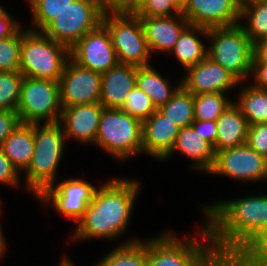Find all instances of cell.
<instances>
[{
    "label": "cell",
    "instance_id": "cell-25",
    "mask_svg": "<svg viewBox=\"0 0 267 266\" xmlns=\"http://www.w3.org/2000/svg\"><path fill=\"white\" fill-rule=\"evenodd\" d=\"M135 85L149 96L158 109L172 98L182 86V81L177 84L178 86L176 85V87L172 88L169 86L168 80L164 79L158 71L149 65L146 67H137Z\"/></svg>",
    "mask_w": 267,
    "mask_h": 266
},
{
    "label": "cell",
    "instance_id": "cell-29",
    "mask_svg": "<svg viewBox=\"0 0 267 266\" xmlns=\"http://www.w3.org/2000/svg\"><path fill=\"white\" fill-rule=\"evenodd\" d=\"M240 19L247 20L246 25L242 24V26L253 44L267 38V0L242 7Z\"/></svg>",
    "mask_w": 267,
    "mask_h": 266
},
{
    "label": "cell",
    "instance_id": "cell-40",
    "mask_svg": "<svg viewBox=\"0 0 267 266\" xmlns=\"http://www.w3.org/2000/svg\"><path fill=\"white\" fill-rule=\"evenodd\" d=\"M19 172L0 148V183L16 187L19 183Z\"/></svg>",
    "mask_w": 267,
    "mask_h": 266
},
{
    "label": "cell",
    "instance_id": "cell-16",
    "mask_svg": "<svg viewBox=\"0 0 267 266\" xmlns=\"http://www.w3.org/2000/svg\"><path fill=\"white\" fill-rule=\"evenodd\" d=\"M181 79L182 86L193 95L201 93H227L239 80L220 64L206 57L202 62L189 67Z\"/></svg>",
    "mask_w": 267,
    "mask_h": 266
},
{
    "label": "cell",
    "instance_id": "cell-42",
    "mask_svg": "<svg viewBox=\"0 0 267 266\" xmlns=\"http://www.w3.org/2000/svg\"><path fill=\"white\" fill-rule=\"evenodd\" d=\"M18 20H14L12 15L2 7L0 9V40L15 35L21 28Z\"/></svg>",
    "mask_w": 267,
    "mask_h": 266
},
{
    "label": "cell",
    "instance_id": "cell-13",
    "mask_svg": "<svg viewBox=\"0 0 267 266\" xmlns=\"http://www.w3.org/2000/svg\"><path fill=\"white\" fill-rule=\"evenodd\" d=\"M96 189L84 179L71 178L60 182L56 187H48L37 199L44 205L53 204L57 213L77 223L86 212Z\"/></svg>",
    "mask_w": 267,
    "mask_h": 266
},
{
    "label": "cell",
    "instance_id": "cell-49",
    "mask_svg": "<svg viewBox=\"0 0 267 266\" xmlns=\"http://www.w3.org/2000/svg\"><path fill=\"white\" fill-rule=\"evenodd\" d=\"M182 4H184V2L186 1V0H179Z\"/></svg>",
    "mask_w": 267,
    "mask_h": 266
},
{
    "label": "cell",
    "instance_id": "cell-27",
    "mask_svg": "<svg viewBox=\"0 0 267 266\" xmlns=\"http://www.w3.org/2000/svg\"><path fill=\"white\" fill-rule=\"evenodd\" d=\"M118 245L96 266H146V242L132 238Z\"/></svg>",
    "mask_w": 267,
    "mask_h": 266
},
{
    "label": "cell",
    "instance_id": "cell-48",
    "mask_svg": "<svg viewBox=\"0 0 267 266\" xmlns=\"http://www.w3.org/2000/svg\"><path fill=\"white\" fill-rule=\"evenodd\" d=\"M61 261L62 262L59 264V266H74L73 262L69 261V259L66 256H64Z\"/></svg>",
    "mask_w": 267,
    "mask_h": 266
},
{
    "label": "cell",
    "instance_id": "cell-2",
    "mask_svg": "<svg viewBox=\"0 0 267 266\" xmlns=\"http://www.w3.org/2000/svg\"><path fill=\"white\" fill-rule=\"evenodd\" d=\"M137 181L114 178L95 190L83 217L77 222L74 240L119 238L126 231L137 193Z\"/></svg>",
    "mask_w": 267,
    "mask_h": 266
},
{
    "label": "cell",
    "instance_id": "cell-43",
    "mask_svg": "<svg viewBox=\"0 0 267 266\" xmlns=\"http://www.w3.org/2000/svg\"><path fill=\"white\" fill-rule=\"evenodd\" d=\"M191 126L195 129L196 132H199L201 137L214 148L217 137L216 120L213 121L194 120Z\"/></svg>",
    "mask_w": 267,
    "mask_h": 266
},
{
    "label": "cell",
    "instance_id": "cell-41",
    "mask_svg": "<svg viewBox=\"0 0 267 266\" xmlns=\"http://www.w3.org/2000/svg\"><path fill=\"white\" fill-rule=\"evenodd\" d=\"M20 122L19 115L16 111L0 110V147Z\"/></svg>",
    "mask_w": 267,
    "mask_h": 266
},
{
    "label": "cell",
    "instance_id": "cell-11",
    "mask_svg": "<svg viewBox=\"0 0 267 266\" xmlns=\"http://www.w3.org/2000/svg\"><path fill=\"white\" fill-rule=\"evenodd\" d=\"M208 173L238 181L267 180V159L245 143L216 152L213 168Z\"/></svg>",
    "mask_w": 267,
    "mask_h": 266
},
{
    "label": "cell",
    "instance_id": "cell-20",
    "mask_svg": "<svg viewBox=\"0 0 267 266\" xmlns=\"http://www.w3.org/2000/svg\"><path fill=\"white\" fill-rule=\"evenodd\" d=\"M137 67L118 63L102 74L100 103L105 109H120L136 84Z\"/></svg>",
    "mask_w": 267,
    "mask_h": 266
},
{
    "label": "cell",
    "instance_id": "cell-46",
    "mask_svg": "<svg viewBox=\"0 0 267 266\" xmlns=\"http://www.w3.org/2000/svg\"><path fill=\"white\" fill-rule=\"evenodd\" d=\"M5 249H6V241H5V238L3 236L1 226H0V259H2L1 257L3 255V253H5Z\"/></svg>",
    "mask_w": 267,
    "mask_h": 266
},
{
    "label": "cell",
    "instance_id": "cell-4",
    "mask_svg": "<svg viewBox=\"0 0 267 266\" xmlns=\"http://www.w3.org/2000/svg\"><path fill=\"white\" fill-rule=\"evenodd\" d=\"M23 30L19 71L28 78L59 82L70 59V48L41 31Z\"/></svg>",
    "mask_w": 267,
    "mask_h": 266
},
{
    "label": "cell",
    "instance_id": "cell-32",
    "mask_svg": "<svg viewBox=\"0 0 267 266\" xmlns=\"http://www.w3.org/2000/svg\"><path fill=\"white\" fill-rule=\"evenodd\" d=\"M23 79L24 75L20 71L0 72V110L17 111Z\"/></svg>",
    "mask_w": 267,
    "mask_h": 266
},
{
    "label": "cell",
    "instance_id": "cell-1",
    "mask_svg": "<svg viewBox=\"0 0 267 266\" xmlns=\"http://www.w3.org/2000/svg\"><path fill=\"white\" fill-rule=\"evenodd\" d=\"M205 223L214 251L237 253L249 240L267 228V195L204 205Z\"/></svg>",
    "mask_w": 267,
    "mask_h": 266
},
{
    "label": "cell",
    "instance_id": "cell-35",
    "mask_svg": "<svg viewBox=\"0 0 267 266\" xmlns=\"http://www.w3.org/2000/svg\"><path fill=\"white\" fill-rule=\"evenodd\" d=\"M120 110L143 122L148 119L157 108L149 96L135 85L133 90L127 95Z\"/></svg>",
    "mask_w": 267,
    "mask_h": 266
},
{
    "label": "cell",
    "instance_id": "cell-22",
    "mask_svg": "<svg viewBox=\"0 0 267 266\" xmlns=\"http://www.w3.org/2000/svg\"><path fill=\"white\" fill-rule=\"evenodd\" d=\"M216 126L217 137L213 148L215 153L246 143L249 125L240 108L233 101L216 119Z\"/></svg>",
    "mask_w": 267,
    "mask_h": 266
},
{
    "label": "cell",
    "instance_id": "cell-14",
    "mask_svg": "<svg viewBox=\"0 0 267 266\" xmlns=\"http://www.w3.org/2000/svg\"><path fill=\"white\" fill-rule=\"evenodd\" d=\"M102 74L83 68L71 58L59 80L62 109L100 101Z\"/></svg>",
    "mask_w": 267,
    "mask_h": 266
},
{
    "label": "cell",
    "instance_id": "cell-34",
    "mask_svg": "<svg viewBox=\"0 0 267 266\" xmlns=\"http://www.w3.org/2000/svg\"><path fill=\"white\" fill-rule=\"evenodd\" d=\"M22 37L20 29L15 35L0 40V72L19 71Z\"/></svg>",
    "mask_w": 267,
    "mask_h": 266
},
{
    "label": "cell",
    "instance_id": "cell-5",
    "mask_svg": "<svg viewBox=\"0 0 267 266\" xmlns=\"http://www.w3.org/2000/svg\"><path fill=\"white\" fill-rule=\"evenodd\" d=\"M204 225L198 231L202 243L196 237L180 239L171 232L147 240L146 266H199L213 251L210 231Z\"/></svg>",
    "mask_w": 267,
    "mask_h": 266
},
{
    "label": "cell",
    "instance_id": "cell-47",
    "mask_svg": "<svg viewBox=\"0 0 267 266\" xmlns=\"http://www.w3.org/2000/svg\"><path fill=\"white\" fill-rule=\"evenodd\" d=\"M258 1H264V0H237L239 6L242 8L248 4L255 3Z\"/></svg>",
    "mask_w": 267,
    "mask_h": 266
},
{
    "label": "cell",
    "instance_id": "cell-44",
    "mask_svg": "<svg viewBox=\"0 0 267 266\" xmlns=\"http://www.w3.org/2000/svg\"><path fill=\"white\" fill-rule=\"evenodd\" d=\"M251 74L254 76V87L267 90V64H252Z\"/></svg>",
    "mask_w": 267,
    "mask_h": 266
},
{
    "label": "cell",
    "instance_id": "cell-9",
    "mask_svg": "<svg viewBox=\"0 0 267 266\" xmlns=\"http://www.w3.org/2000/svg\"><path fill=\"white\" fill-rule=\"evenodd\" d=\"M22 123H57L62 105L59 82L24 76L16 111Z\"/></svg>",
    "mask_w": 267,
    "mask_h": 266
},
{
    "label": "cell",
    "instance_id": "cell-28",
    "mask_svg": "<svg viewBox=\"0 0 267 266\" xmlns=\"http://www.w3.org/2000/svg\"><path fill=\"white\" fill-rule=\"evenodd\" d=\"M239 95L234 103L240 108L248 125L267 123V90L253 85L244 86Z\"/></svg>",
    "mask_w": 267,
    "mask_h": 266
},
{
    "label": "cell",
    "instance_id": "cell-3",
    "mask_svg": "<svg viewBox=\"0 0 267 266\" xmlns=\"http://www.w3.org/2000/svg\"><path fill=\"white\" fill-rule=\"evenodd\" d=\"M60 122L34 124V151L26 173L27 190L37 198L54 186L66 141Z\"/></svg>",
    "mask_w": 267,
    "mask_h": 266
},
{
    "label": "cell",
    "instance_id": "cell-12",
    "mask_svg": "<svg viewBox=\"0 0 267 266\" xmlns=\"http://www.w3.org/2000/svg\"><path fill=\"white\" fill-rule=\"evenodd\" d=\"M70 58L79 66L101 74L119 63L110 33L102 23L70 48Z\"/></svg>",
    "mask_w": 267,
    "mask_h": 266
},
{
    "label": "cell",
    "instance_id": "cell-21",
    "mask_svg": "<svg viewBox=\"0 0 267 266\" xmlns=\"http://www.w3.org/2000/svg\"><path fill=\"white\" fill-rule=\"evenodd\" d=\"M176 150L194 160L192 168L197 171L201 170L200 172L208 174L213 168L215 161L213 147L192 126L180 129L174 147L163 160L169 159Z\"/></svg>",
    "mask_w": 267,
    "mask_h": 266
},
{
    "label": "cell",
    "instance_id": "cell-8",
    "mask_svg": "<svg viewBox=\"0 0 267 266\" xmlns=\"http://www.w3.org/2000/svg\"><path fill=\"white\" fill-rule=\"evenodd\" d=\"M100 0H74L41 32L52 40L73 47L85 34L102 23Z\"/></svg>",
    "mask_w": 267,
    "mask_h": 266
},
{
    "label": "cell",
    "instance_id": "cell-33",
    "mask_svg": "<svg viewBox=\"0 0 267 266\" xmlns=\"http://www.w3.org/2000/svg\"><path fill=\"white\" fill-rule=\"evenodd\" d=\"M237 253L242 266H267V228L256 234Z\"/></svg>",
    "mask_w": 267,
    "mask_h": 266
},
{
    "label": "cell",
    "instance_id": "cell-24",
    "mask_svg": "<svg viewBox=\"0 0 267 266\" xmlns=\"http://www.w3.org/2000/svg\"><path fill=\"white\" fill-rule=\"evenodd\" d=\"M208 37V28L188 25L180 34L174 48L170 51L175 54L181 66L187 70L207 57L208 46L196 35Z\"/></svg>",
    "mask_w": 267,
    "mask_h": 266
},
{
    "label": "cell",
    "instance_id": "cell-37",
    "mask_svg": "<svg viewBox=\"0 0 267 266\" xmlns=\"http://www.w3.org/2000/svg\"><path fill=\"white\" fill-rule=\"evenodd\" d=\"M103 15H137L142 3L139 0H100Z\"/></svg>",
    "mask_w": 267,
    "mask_h": 266
},
{
    "label": "cell",
    "instance_id": "cell-26",
    "mask_svg": "<svg viewBox=\"0 0 267 266\" xmlns=\"http://www.w3.org/2000/svg\"><path fill=\"white\" fill-rule=\"evenodd\" d=\"M180 129L191 126L194 118V95L181 86L172 98L157 109Z\"/></svg>",
    "mask_w": 267,
    "mask_h": 266
},
{
    "label": "cell",
    "instance_id": "cell-23",
    "mask_svg": "<svg viewBox=\"0 0 267 266\" xmlns=\"http://www.w3.org/2000/svg\"><path fill=\"white\" fill-rule=\"evenodd\" d=\"M0 148L19 172L26 171L34 151V124L20 122Z\"/></svg>",
    "mask_w": 267,
    "mask_h": 266
},
{
    "label": "cell",
    "instance_id": "cell-45",
    "mask_svg": "<svg viewBox=\"0 0 267 266\" xmlns=\"http://www.w3.org/2000/svg\"><path fill=\"white\" fill-rule=\"evenodd\" d=\"M252 64H267V38L258 40L253 44Z\"/></svg>",
    "mask_w": 267,
    "mask_h": 266
},
{
    "label": "cell",
    "instance_id": "cell-38",
    "mask_svg": "<svg viewBox=\"0 0 267 266\" xmlns=\"http://www.w3.org/2000/svg\"><path fill=\"white\" fill-rule=\"evenodd\" d=\"M246 143L267 159V123L249 125Z\"/></svg>",
    "mask_w": 267,
    "mask_h": 266
},
{
    "label": "cell",
    "instance_id": "cell-36",
    "mask_svg": "<svg viewBox=\"0 0 267 266\" xmlns=\"http://www.w3.org/2000/svg\"><path fill=\"white\" fill-rule=\"evenodd\" d=\"M179 0H145L138 12L139 17H170L182 13ZM174 11V14L172 12Z\"/></svg>",
    "mask_w": 267,
    "mask_h": 266
},
{
    "label": "cell",
    "instance_id": "cell-39",
    "mask_svg": "<svg viewBox=\"0 0 267 266\" xmlns=\"http://www.w3.org/2000/svg\"><path fill=\"white\" fill-rule=\"evenodd\" d=\"M199 266H242L238 253L212 251Z\"/></svg>",
    "mask_w": 267,
    "mask_h": 266
},
{
    "label": "cell",
    "instance_id": "cell-6",
    "mask_svg": "<svg viewBox=\"0 0 267 266\" xmlns=\"http://www.w3.org/2000/svg\"><path fill=\"white\" fill-rule=\"evenodd\" d=\"M207 57L232 73L241 83L251 75L253 43L241 23L208 28Z\"/></svg>",
    "mask_w": 267,
    "mask_h": 266
},
{
    "label": "cell",
    "instance_id": "cell-7",
    "mask_svg": "<svg viewBox=\"0 0 267 266\" xmlns=\"http://www.w3.org/2000/svg\"><path fill=\"white\" fill-rule=\"evenodd\" d=\"M142 123L120 109H104L95 145L123 161L143 153Z\"/></svg>",
    "mask_w": 267,
    "mask_h": 266
},
{
    "label": "cell",
    "instance_id": "cell-18",
    "mask_svg": "<svg viewBox=\"0 0 267 266\" xmlns=\"http://www.w3.org/2000/svg\"><path fill=\"white\" fill-rule=\"evenodd\" d=\"M180 128L156 110L142 123L143 153L163 160L174 147Z\"/></svg>",
    "mask_w": 267,
    "mask_h": 266
},
{
    "label": "cell",
    "instance_id": "cell-30",
    "mask_svg": "<svg viewBox=\"0 0 267 266\" xmlns=\"http://www.w3.org/2000/svg\"><path fill=\"white\" fill-rule=\"evenodd\" d=\"M231 103L225 93L194 95V118L200 121L216 120Z\"/></svg>",
    "mask_w": 267,
    "mask_h": 266
},
{
    "label": "cell",
    "instance_id": "cell-31",
    "mask_svg": "<svg viewBox=\"0 0 267 266\" xmlns=\"http://www.w3.org/2000/svg\"><path fill=\"white\" fill-rule=\"evenodd\" d=\"M32 11L34 28L41 31L52 19L63 12L74 0H26Z\"/></svg>",
    "mask_w": 267,
    "mask_h": 266
},
{
    "label": "cell",
    "instance_id": "cell-19",
    "mask_svg": "<svg viewBox=\"0 0 267 266\" xmlns=\"http://www.w3.org/2000/svg\"><path fill=\"white\" fill-rule=\"evenodd\" d=\"M150 53H170L180 34L189 25L181 13L170 17H140Z\"/></svg>",
    "mask_w": 267,
    "mask_h": 266
},
{
    "label": "cell",
    "instance_id": "cell-10",
    "mask_svg": "<svg viewBox=\"0 0 267 266\" xmlns=\"http://www.w3.org/2000/svg\"><path fill=\"white\" fill-rule=\"evenodd\" d=\"M119 63L149 66L151 53L138 15H103Z\"/></svg>",
    "mask_w": 267,
    "mask_h": 266
},
{
    "label": "cell",
    "instance_id": "cell-15",
    "mask_svg": "<svg viewBox=\"0 0 267 266\" xmlns=\"http://www.w3.org/2000/svg\"><path fill=\"white\" fill-rule=\"evenodd\" d=\"M182 14L189 25L222 27L240 23L241 7L237 0H186Z\"/></svg>",
    "mask_w": 267,
    "mask_h": 266
},
{
    "label": "cell",
    "instance_id": "cell-17",
    "mask_svg": "<svg viewBox=\"0 0 267 266\" xmlns=\"http://www.w3.org/2000/svg\"><path fill=\"white\" fill-rule=\"evenodd\" d=\"M105 107L100 102L78 104L62 109L60 124L66 139L94 143L99 130L100 117ZM63 122V123H62Z\"/></svg>",
    "mask_w": 267,
    "mask_h": 266
}]
</instances>
